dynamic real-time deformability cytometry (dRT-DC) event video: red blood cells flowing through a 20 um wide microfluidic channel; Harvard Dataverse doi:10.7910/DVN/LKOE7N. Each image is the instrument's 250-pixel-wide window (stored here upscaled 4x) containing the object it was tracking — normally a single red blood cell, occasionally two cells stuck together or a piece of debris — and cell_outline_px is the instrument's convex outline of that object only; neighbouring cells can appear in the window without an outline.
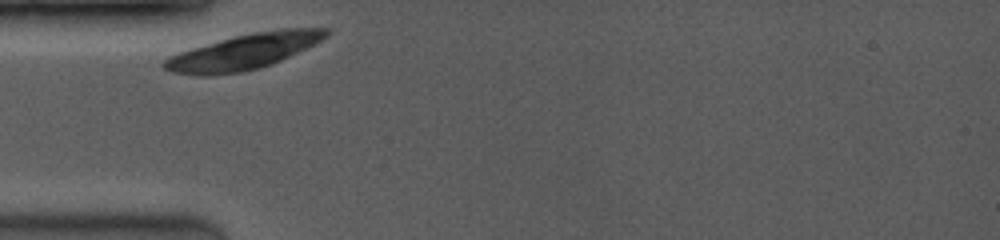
{"species": "common noctule bat (a hibernating species)", "species_latin": "Nyctalus noctula", "temperature_condition": "room temperature", "stored_images_in_passage": 1, "camera_frame_rate_fps": 3500, "um_per_image_px": 0.085, "animal": {"sex": "female", "body_mass_g": 19.0, "forearm_length_mm": 53.3}, "frame": {"image": 1, "passage_image": 1, "time_ms": 0.0, "image_size_px": [1000, 240], "cell_outline_px": [[328, 36], [272, 64], [260, 68], [240, 72], [204, 76], [196, 76], [172, 72], [164, 68], [160, 64], [164, 60], [180, 52], [192, 48], [220, 40], [252, 32], [280, 28], [328, 28]], "centroid_in_image_um": [20.68, 4.4], "position_along_channel_um": 64.3, "area_um2": 32.89}}